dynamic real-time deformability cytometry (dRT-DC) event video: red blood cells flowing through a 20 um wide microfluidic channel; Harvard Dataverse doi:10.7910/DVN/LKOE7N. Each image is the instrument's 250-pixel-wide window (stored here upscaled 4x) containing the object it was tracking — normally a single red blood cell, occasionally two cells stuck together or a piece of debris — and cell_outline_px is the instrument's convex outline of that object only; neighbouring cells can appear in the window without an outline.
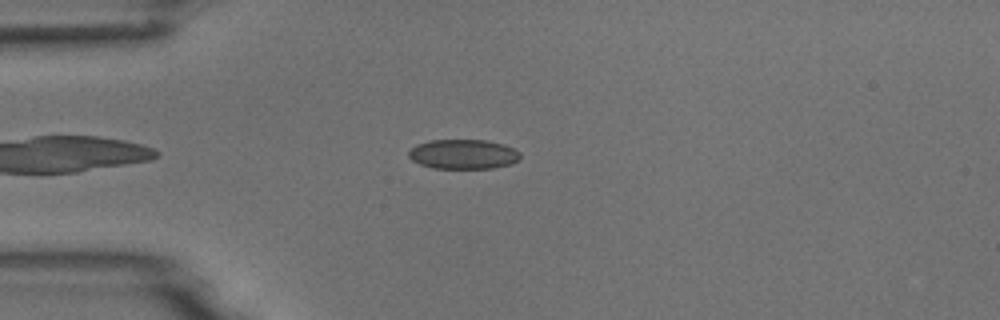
{"species": "common noctule bat (a hibernating species)", "species_latin": "Nyctalus noctula", "temperature_condition": "room temperature", "stored_images_in_passage": 3, "camera_frame_rate_fps": 3000, "um_per_image_px": 0.085, "animal": {"sex": "male", "body_mass_g": 18.8}, "frame": {"image": 1, "passage_image": 1, "time_ms": 0.0, "image_size_px": [1000, 320], "cell_outline_px": [[520, 160], [512, 164], [492, 168], [432, 168], [420, 164], [412, 160], [408, 156], [408, 152], [416, 144], [428, 140], [484, 140], [504, 144], [520, 152]], "centroid_in_image_um": [39.38, 13.1], "position_along_channel_um": 45.6, "area_um2": 19.36}}